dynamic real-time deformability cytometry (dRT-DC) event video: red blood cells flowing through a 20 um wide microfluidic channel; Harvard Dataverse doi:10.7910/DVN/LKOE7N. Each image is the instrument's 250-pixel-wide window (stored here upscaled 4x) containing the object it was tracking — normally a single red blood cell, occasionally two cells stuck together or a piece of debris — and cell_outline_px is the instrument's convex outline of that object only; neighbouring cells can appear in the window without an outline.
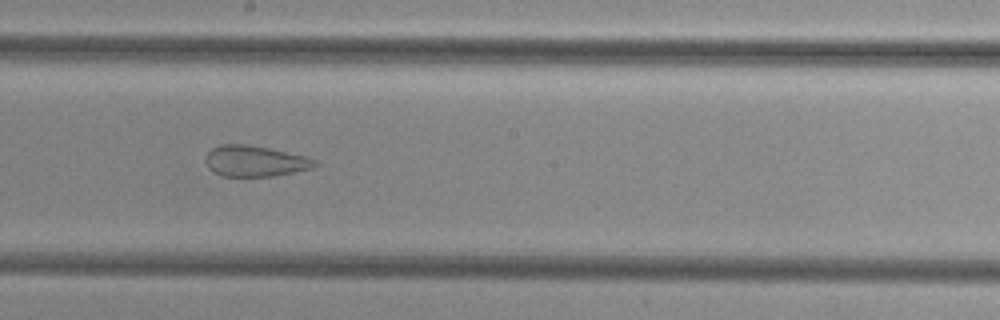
{"species": "common noctule bat (a hibernating species)", "species_latin": "Nyctalus noctula", "temperature_condition": "cold", "stored_images_in_passage": 51, "camera_frame_rate_fps": 3000, "um_per_image_px": 0.085, "animal": {"sex": "female", "body_mass_g": 29.2, "forearm_length_mm": 56.3}, "frame": {"image": 1, "passage_image": 28, "time_ms": 9.0, "image_size_px": [1000, 320], "cell_outline_px": [[320, 164], [312, 168], [272, 176], [220, 176], [212, 172], [208, 168], [204, 160], [208, 152], [212, 148], [220, 144], [244, 144], [268, 148], [308, 156], [316, 160]], "centroid_in_image_um": [21.66, 13.69], "position_along_channel_um": 226.5, "area_um2": 19.83}}
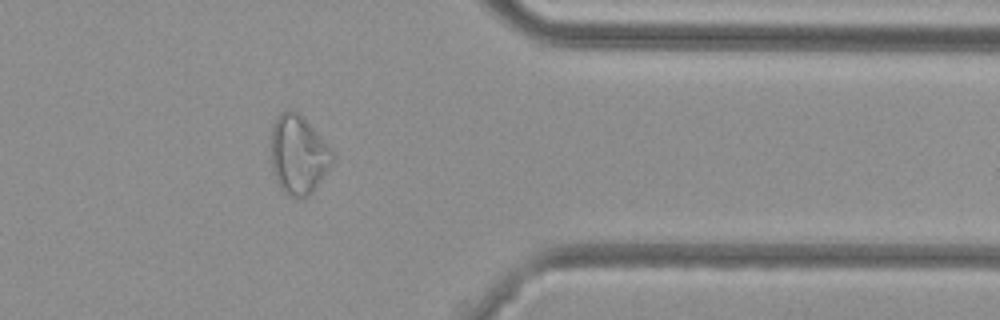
{"frame": {"image": 2, "passage_image": 41, "time_ms": 13.333, "image_size_px": [1000, 320], "cell_outline_px": [[336, 156], [332, 164], [312, 192], [308, 196], [300, 200], [296, 200], [288, 196], [280, 188], [272, 172], [272, 124], [276, 116], [280, 112], [288, 108], [292, 108], [300, 112], [332, 148]], "centroid_in_image_um": [25.37, 13.13], "position_along_channel_um": 386.0, "area_um2": 29.07}}
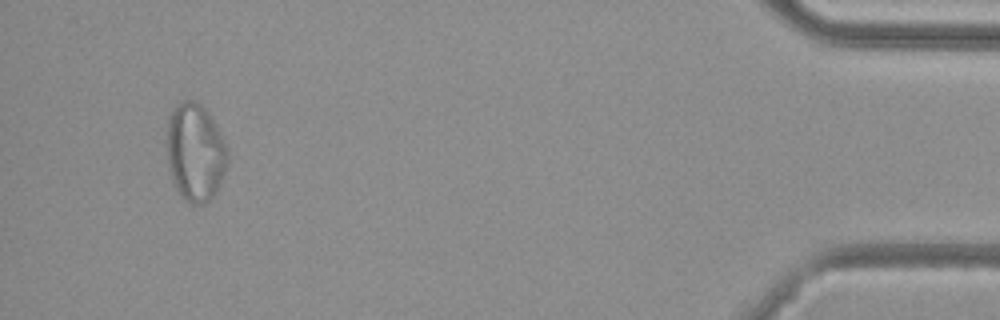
{"frame": {"image": 3, "passage_image": 48, "time_ms": 15.667, "image_size_px": [1000, 320], "cell_outline_px": [[228, 168], [216, 192], [204, 204], [192, 204], [172, 184], [168, 168], [164, 144], [168, 116], [172, 108], [184, 100], [192, 100], [200, 104], [204, 108], [212, 120], [224, 140], [228, 148]], "centroid_in_image_um": [16.56, 12.94], "position_along_channel_um": 418.6, "area_um2": 35.32}}